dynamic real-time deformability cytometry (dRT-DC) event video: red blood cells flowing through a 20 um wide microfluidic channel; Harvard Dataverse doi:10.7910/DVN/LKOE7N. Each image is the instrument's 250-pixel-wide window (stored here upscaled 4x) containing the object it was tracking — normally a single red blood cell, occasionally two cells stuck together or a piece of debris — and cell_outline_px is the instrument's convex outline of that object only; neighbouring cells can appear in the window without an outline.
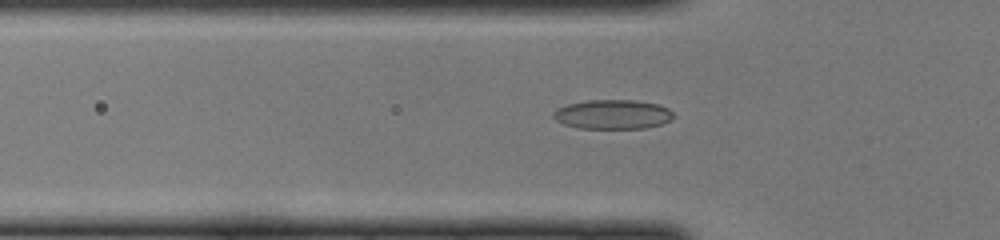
{"species": "common noctule bat (a hibernating species)", "species_latin": "Nyctalus noctula", "temperature_condition": "cold", "stored_images_in_passage": 26, "camera_frame_rate_fps": 3000, "um_per_image_px": 0.085, "animal": {"sex": "female", "body_mass_g": 22.0, "forearm_length_mm": 56.7}, "frame": {"image": 1, "passage_image": 15, "time_ms": 4.667, "image_size_px": [1000, 240], "cell_outline_px": [[676, 116], [672, 120], [664, 124], [644, 128], [580, 128], [564, 124], [556, 120], [552, 116], [552, 112], [556, 108], [568, 104], [588, 100], [632, 100], [656, 104], [668, 108]], "centroid_in_image_um": [52.09, 9.72], "position_along_channel_um": 73.7, "area_um2": 20.63}}
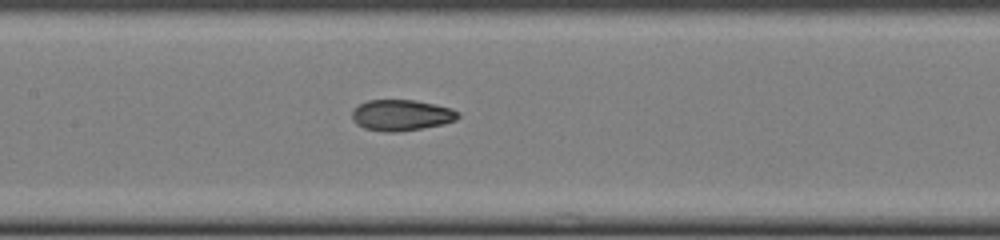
{"frame": {"image": 2, "passage_image": 22, "time_ms": 7.0, "image_size_px": [1000, 240], "cell_outline_px": [[460, 116], [456, 120], [444, 124], [396, 132], [384, 132], [364, 128], [356, 124], [352, 120], [352, 108], [368, 100], [412, 100], [436, 104], [452, 108], [460, 112]], "centroid_in_image_um": [34.11, 9.79], "position_along_channel_um": 173.3, "area_um2": 19.31}}
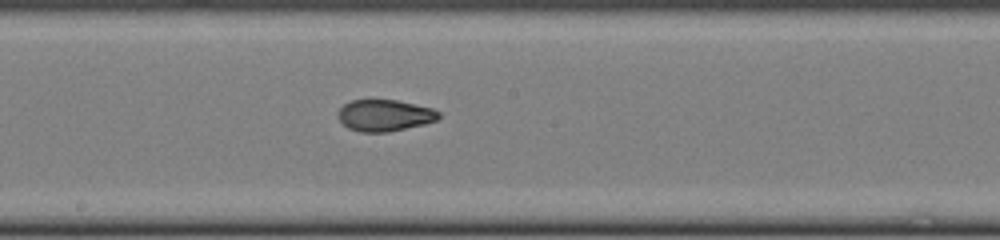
{"frame": {"image": 3, "passage_image": 25, "time_ms": 8.0, "image_size_px": [1000, 240], "cell_outline_px": [[440, 116], [436, 120], [424, 124], [388, 132], [360, 132], [348, 128], [336, 116], [336, 112], [344, 104], [352, 100], [396, 100], [432, 108], [440, 112]], "centroid_in_image_um": [32.66, 9.81], "position_along_channel_um": 215.5, "area_um2": 18.5}}